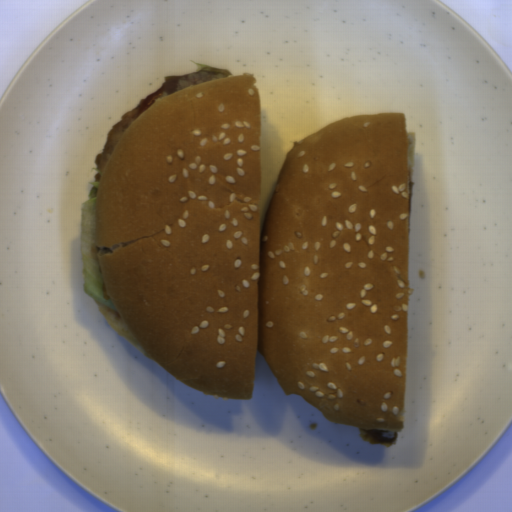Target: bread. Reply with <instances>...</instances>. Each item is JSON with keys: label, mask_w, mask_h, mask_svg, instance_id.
<instances>
[{"label": "bread", "mask_w": 512, "mask_h": 512, "mask_svg": "<svg viewBox=\"0 0 512 512\" xmlns=\"http://www.w3.org/2000/svg\"><path fill=\"white\" fill-rule=\"evenodd\" d=\"M250 73L158 98L97 181L113 333L205 396L251 400L257 352L286 397L402 433L417 132L340 119L287 151L261 231L262 98Z\"/></svg>", "instance_id": "8d2b1439"}]
</instances>
